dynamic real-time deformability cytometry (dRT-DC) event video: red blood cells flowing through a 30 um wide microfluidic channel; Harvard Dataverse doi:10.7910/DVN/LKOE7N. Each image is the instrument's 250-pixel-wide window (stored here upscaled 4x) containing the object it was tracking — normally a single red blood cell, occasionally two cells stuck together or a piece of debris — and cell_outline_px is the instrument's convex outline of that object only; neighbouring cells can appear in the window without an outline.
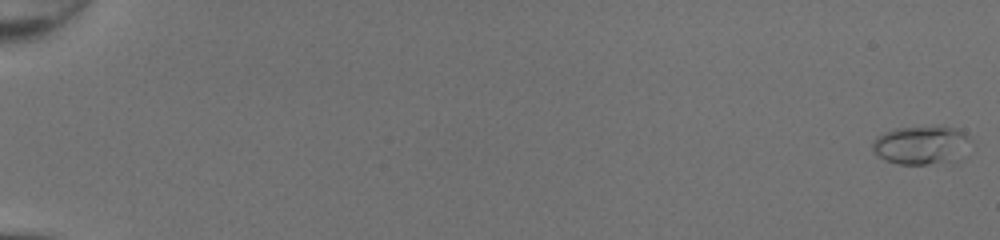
{"species": "common noctule bat (a hibernating species)", "species_latin": "Nyctalus noctula", "temperature_condition": "room temperature", "stored_images_in_passage": 51, "camera_frame_rate_fps": 3000, "um_per_image_px": 0.085, "animal": {"sex": "female", "body_mass_g": 20.0, "forearm_length_mm": 54.0}, "frame": {"image": 1, "passage_image": 1, "time_ms": 0.0, "image_size_px": [1000, 240], "cell_outline_px": [[972, 140], [948, 160], [928, 164], [900, 164], [884, 160], [876, 156], [872, 152], [872, 140], [876, 136], [884, 132], [896, 128], [936, 124], [944, 124], [956, 128], [964, 132]], "centroid_in_image_um": [78.17, 12.25], "position_along_channel_um": 6.8, "area_um2": 22.02}}
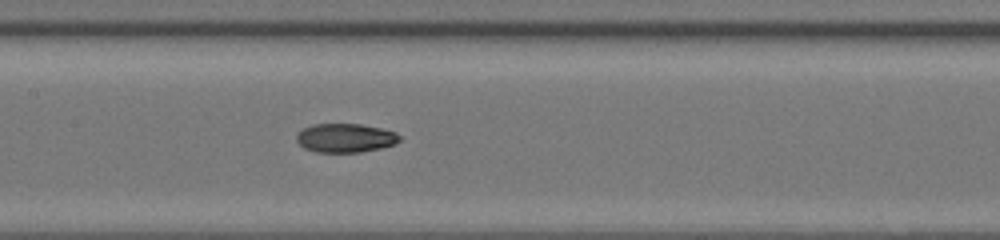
{"frame": {"image": 2, "passage_image": 28, "time_ms": 9.0, "image_size_px": [1000, 240], "cell_outline_px": [[400, 140], [396, 144], [380, 148], [360, 152], [316, 152], [304, 148], [296, 140], [296, 132], [312, 124], [360, 124], [380, 128], [396, 132], [400, 136]], "centroid_in_image_um": [29.34, 11.72], "position_along_channel_um": 178.1, "area_um2": 17.4}}
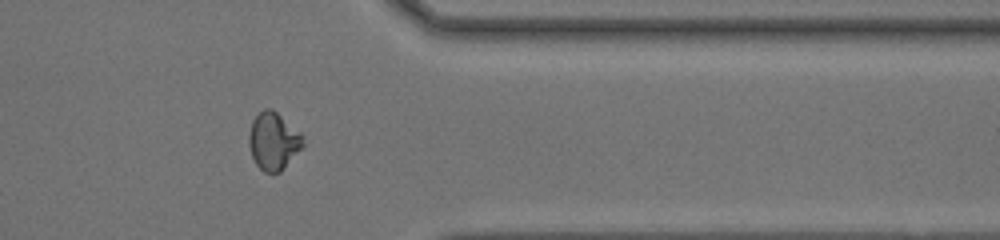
{"frame": {"image": 3, "passage_image": 43, "time_ms": 14.0, "image_size_px": [1000, 240], "cell_outline_px": [[308, 144], [280, 172], [264, 172], [256, 164], [252, 156], [248, 144], [248, 136], [252, 120], [264, 108], [272, 108], [304, 136]], "centroid_in_image_um": [23.28, 12.0], "position_along_channel_um": 388.1, "area_um2": 18.44}, "authors_computed_cell_mechanics": {"area_um2": 17.6868, "velocity_mm_per_s": 4.3304, "shape_relaxation_time_tau1_ms": null, "shape_relaxation_time_tau2_ms": 1.3759, "deformation_change_tau1": null, "deformation_change_tau2": 0.0614}}